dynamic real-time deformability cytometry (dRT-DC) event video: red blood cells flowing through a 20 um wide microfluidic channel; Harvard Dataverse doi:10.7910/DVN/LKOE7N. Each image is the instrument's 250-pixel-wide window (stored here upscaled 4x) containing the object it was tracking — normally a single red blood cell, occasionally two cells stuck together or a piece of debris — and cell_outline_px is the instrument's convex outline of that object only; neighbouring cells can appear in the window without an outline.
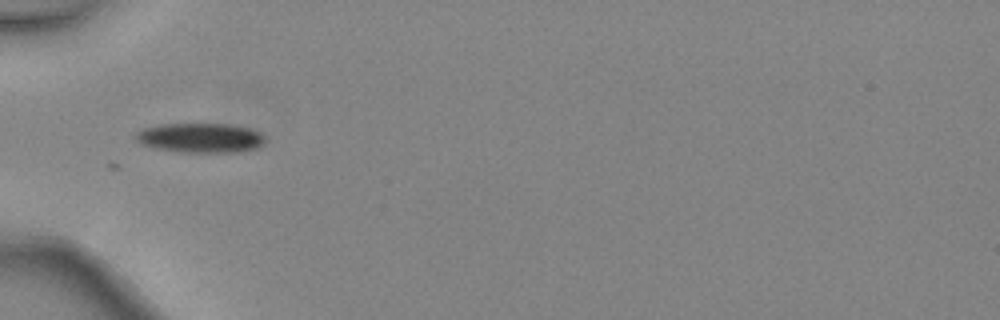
{"species": "common noctule bat (a hibernating species)", "species_latin": "Nyctalus noctula", "temperature_condition": "warm", "stored_images_in_passage": 2, "camera_frame_rate_fps": 3000, "um_per_image_px": 0.085, "animal": {"sex": "female", "body_mass_g": 24.6, "forearm_length_mm": 56.2}, "frame": {"image": 1, "passage_image": 1, "time_ms": 0.0, "image_size_px": [1000, 320], "cell_outline_px": [[264, 144], [256, 148], [236, 152], [180, 152], [156, 148], [140, 144], [132, 136], [136, 132], [144, 128], [160, 124], [228, 124], [252, 128], [260, 132], [264, 136]], "centroid_in_image_um": [17.02, 11.71], "position_along_channel_um": 68.0, "area_um2": 22.48}}
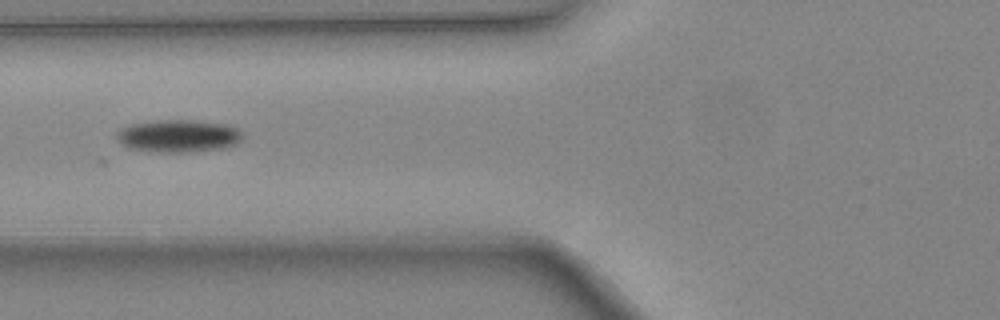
{"frame": {"image": 2, "passage_image": 2, "time_ms": 0.333, "image_size_px": [1000, 320], "cell_outline_px": [[244, 136], [236, 144], [224, 148], [192, 152], [148, 152], [128, 148], [120, 144], [116, 140], [116, 132], [120, 128], [128, 124], [156, 120], [192, 120], [224, 124], [236, 128], [244, 132]], "centroid_in_image_um": [15.11, 11.56], "position_along_channel_um": 110.7, "area_um2": 24.39}}